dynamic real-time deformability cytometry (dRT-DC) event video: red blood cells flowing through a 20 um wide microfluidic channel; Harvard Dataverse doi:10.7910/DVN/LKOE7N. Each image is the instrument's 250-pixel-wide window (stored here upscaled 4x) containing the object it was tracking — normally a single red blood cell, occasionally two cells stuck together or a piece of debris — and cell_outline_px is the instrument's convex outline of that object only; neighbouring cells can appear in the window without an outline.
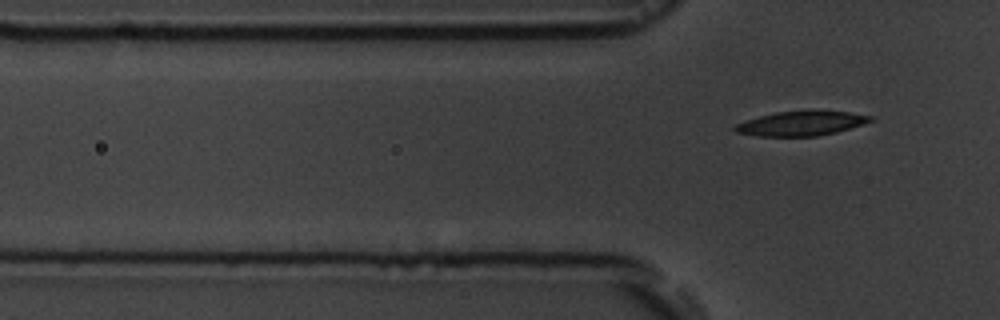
{"species": "common noctule bat (a hibernating species)", "species_latin": "Nyctalus noctula", "temperature_condition": "room temperature", "stored_images_in_passage": 4, "camera_frame_rate_fps": 3000, "um_per_image_px": 0.085, "animal": {"sex": "male", "body_mass_g": 19.5, "forearm_length_mm": 54.6}, "frame": {"image": 1, "passage_image": 4, "time_ms": 4.333, "image_size_px": [1000, 320], "cell_outline_px": [[872, 120], [864, 124], [836, 132], [816, 136], [756, 136], [736, 132], [732, 128], [736, 124], [760, 116], [776, 112], [848, 112], [872, 116]], "centroid_in_image_um": [68.07, 10.52], "position_along_channel_um": 57.7, "area_um2": 18.73}}